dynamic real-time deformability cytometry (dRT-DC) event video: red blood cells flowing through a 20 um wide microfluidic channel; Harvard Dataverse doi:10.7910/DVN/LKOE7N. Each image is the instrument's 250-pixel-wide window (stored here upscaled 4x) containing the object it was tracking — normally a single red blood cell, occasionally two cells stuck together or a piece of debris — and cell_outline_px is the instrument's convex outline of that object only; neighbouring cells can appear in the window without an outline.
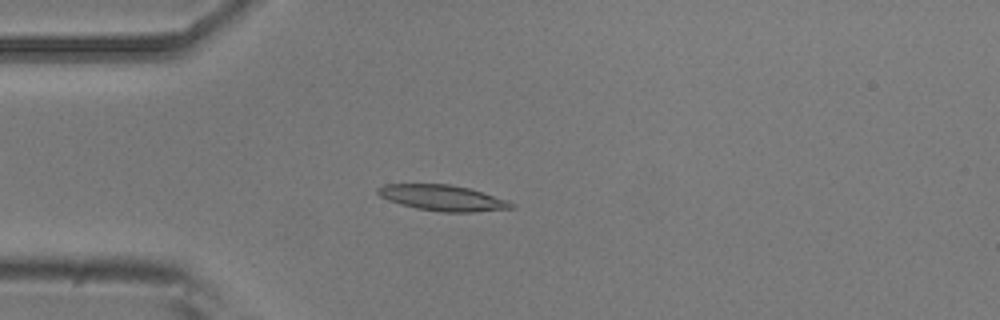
{"species": "common noctule bat (a hibernating species)", "species_latin": "Nyctalus noctula", "temperature_condition": "room temperature", "stored_images_in_passage": 5, "camera_frame_rate_fps": 3000, "um_per_image_px": 0.085, "animal": {"sex": "male", "body_mass_g": 20.5, "forearm_length_mm": 52.5}, "frame": {"image": 1, "passage_image": 4, "time_ms": 3.667, "image_size_px": [1000, 320], "cell_outline_px": [[516, 208], [476, 212], [440, 212], [416, 208], [400, 204], [388, 200], [380, 196], [376, 192], [376, 188], [384, 184], [448, 184], [468, 188], [508, 200], [516, 204]], "centroid_in_image_um": [37.63, 16.83], "position_along_channel_um": 47.4, "area_um2": 20.17}}